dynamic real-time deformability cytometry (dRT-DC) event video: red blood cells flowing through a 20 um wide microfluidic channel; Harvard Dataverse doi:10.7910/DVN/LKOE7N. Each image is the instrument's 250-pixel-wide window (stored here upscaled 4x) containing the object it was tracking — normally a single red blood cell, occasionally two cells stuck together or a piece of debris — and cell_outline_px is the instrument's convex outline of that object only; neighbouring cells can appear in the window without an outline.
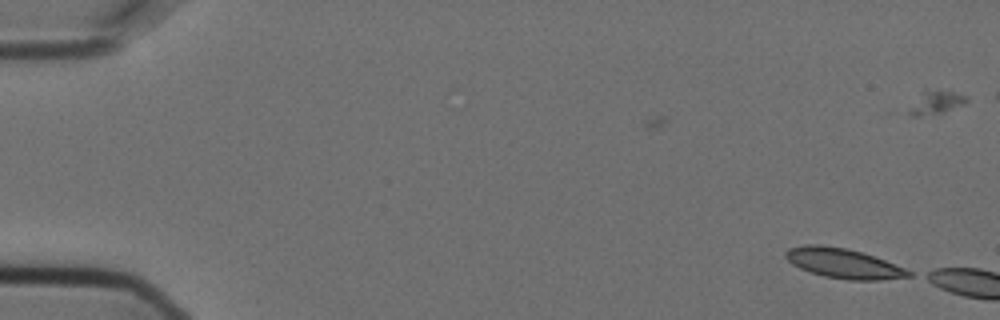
{"species": "Egyptian fruit bat (a non-hibernating species)", "species_latin": "Rousettus aegyptiacus", "temperature_condition": "cold", "stored_images_in_passage": 2, "camera_frame_rate_fps": 3000, "um_per_image_px": 0.085, "animal": {"sex": "female"}, "frame": {"image": 1, "passage_image": 1, "time_ms": 0.0, "image_size_px": [1000, 320], "cell_outline_px": [[912, 276], [880, 280], [848, 280], [824, 276], [800, 268], [792, 264], [784, 256], [784, 252], [788, 248], [804, 244], [820, 244], [848, 248], [884, 260], [904, 268], [912, 272]], "centroid_in_image_um": [71.65, 22.37], "position_along_channel_um": 13.4, "area_um2": 21.33}}